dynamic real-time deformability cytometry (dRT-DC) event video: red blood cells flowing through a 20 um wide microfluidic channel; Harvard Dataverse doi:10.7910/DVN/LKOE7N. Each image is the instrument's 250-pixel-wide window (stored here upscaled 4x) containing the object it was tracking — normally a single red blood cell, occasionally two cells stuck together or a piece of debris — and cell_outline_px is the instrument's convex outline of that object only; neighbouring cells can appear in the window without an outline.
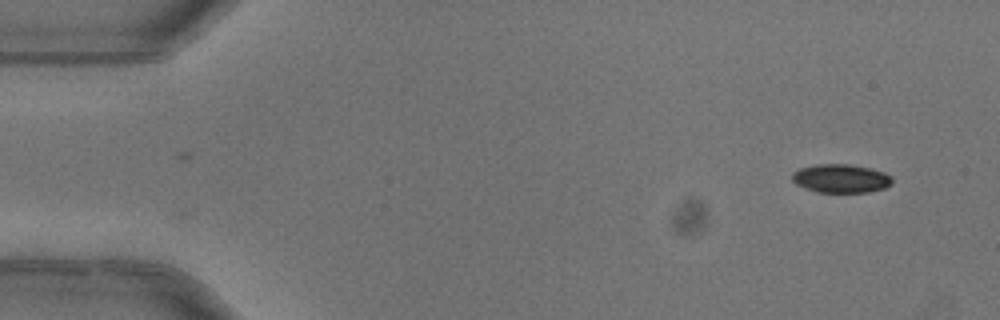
{"species": "common noctule bat (a hibernating species)", "species_latin": "Nyctalus noctula", "temperature_condition": "warm", "stored_images_in_passage": 3, "camera_frame_rate_fps": 3000, "um_per_image_px": 0.085, "animal": {"sex": "female"}, "frame": {"image": 1, "passage_image": 3, "time_ms": 0.667, "image_size_px": [1000, 320], "cell_outline_px": [[892, 184], [884, 188], [868, 192], [816, 192], [804, 188], [796, 184], [792, 180], [792, 172], [800, 168], [816, 164], [852, 164], [872, 168], [884, 172], [892, 176]], "centroid_in_image_um": [71.48, 15.16], "position_along_channel_um": 13.5, "area_um2": 16.88}}